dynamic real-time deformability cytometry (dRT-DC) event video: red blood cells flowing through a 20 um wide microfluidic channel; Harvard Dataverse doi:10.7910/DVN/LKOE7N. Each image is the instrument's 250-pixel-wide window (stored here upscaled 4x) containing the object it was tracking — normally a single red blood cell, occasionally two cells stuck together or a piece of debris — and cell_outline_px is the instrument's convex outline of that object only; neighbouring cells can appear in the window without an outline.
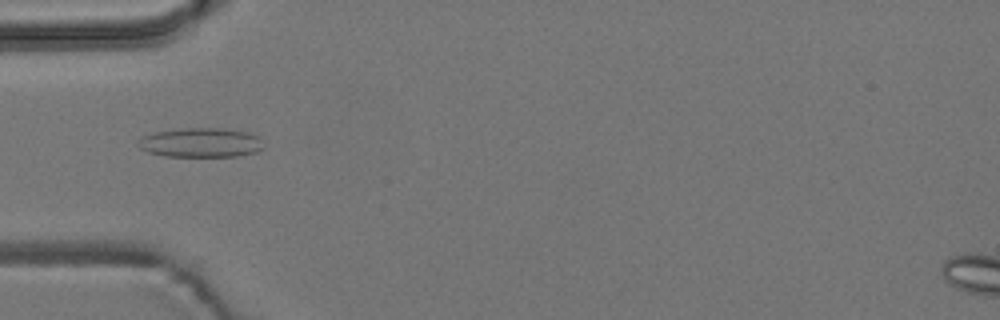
{"species": "common noctule bat (a hibernating species)", "species_latin": "Nyctalus noctula", "temperature_condition": "room temperature", "stored_images_in_passage": 5, "camera_frame_rate_fps": 3000, "um_per_image_px": 0.085, "animal": {"sex": "male", "body_mass_g": 19.2, "forearm_length_mm": 51.8}, "frame": {"image": 1, "passage_image": 5, "time_ms": 5.333, "image_size_px": [1000, 320], "cell_outline_px": [[264, 148], [256, 152], [236, 156], [164, 156], [148, 152], [140, 148], [136, 144], [136, 140], [140, 136], [152, 132], [180, 128], [224, 128], [248, 132], [260, 136]], "centroid_in_image_um": [17.03, 12.11], "position_along_channel_um": 68.0, "area_um2": 21.91}}